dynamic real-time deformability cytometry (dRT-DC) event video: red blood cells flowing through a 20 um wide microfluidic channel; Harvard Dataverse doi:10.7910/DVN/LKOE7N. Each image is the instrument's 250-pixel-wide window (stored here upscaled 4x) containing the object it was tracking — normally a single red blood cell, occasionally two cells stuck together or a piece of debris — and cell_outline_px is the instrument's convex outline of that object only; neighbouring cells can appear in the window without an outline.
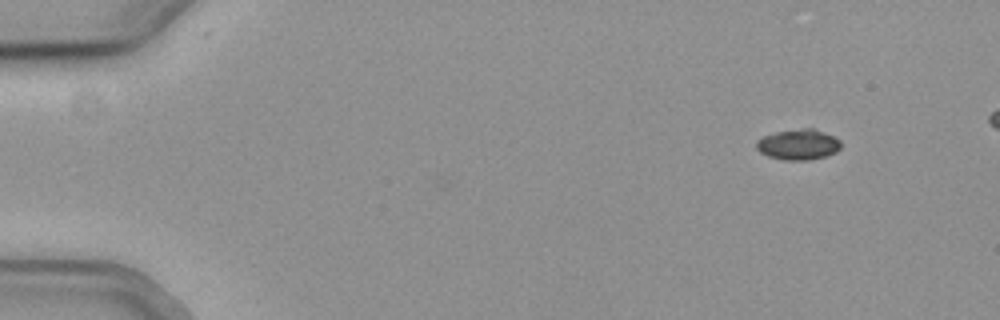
{"species": "common noctule bat (a hibernating species)", "species_latin": "Nyctalus noctula", "temperature_condition": "cold", "stored_images_in_passage": 5, "camera_frame_rate_fps": 3000, "um_per_image_px": 0.085, "animal": {"sex": "female", "body_mass_g": 19.3, "forearm_length_mm": 54.1}, "frame": {"image": 1, "passage_image": 5, "time_ms": 1.333, "image_size_px": [1000, 320], "cell_outline_px": [[840, 148], [836, 152], [828, 156], [808, 160], [784, 160], [768, 156], [760, 152], [756, 148], [756, 144], [764, 136], [776, 132], [804, 128], [812, 128], [832, 136], [840, 140]], "centroid_in_image_um": [67.87, 12.3], "position_along_channel_um": 17.1, "area_um2": 14.85}}